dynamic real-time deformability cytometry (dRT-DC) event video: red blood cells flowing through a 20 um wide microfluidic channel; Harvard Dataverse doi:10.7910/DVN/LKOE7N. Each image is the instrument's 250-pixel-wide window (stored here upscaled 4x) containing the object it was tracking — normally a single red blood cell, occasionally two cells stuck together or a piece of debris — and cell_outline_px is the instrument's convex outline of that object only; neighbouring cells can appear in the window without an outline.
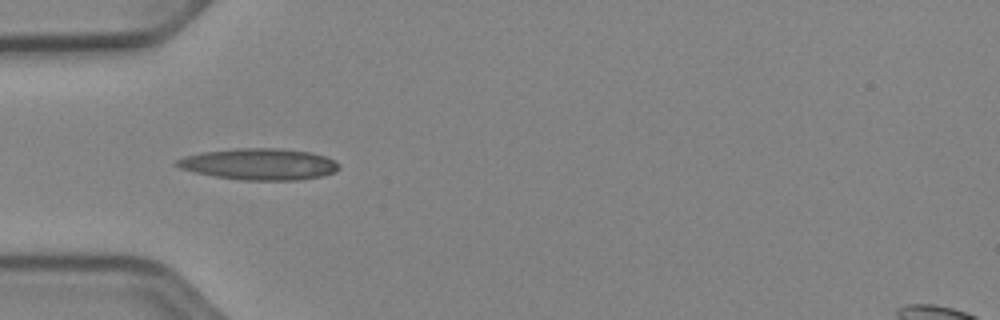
{"species": "Egyptian fruit bat (a non-hibernating species)", "species_latin": "Rousettus aegyptiacus", "temperature_condition": "cold", "stored_images_in_passage": 27, "camera_frame_rate_fps": 3000, "um_per_image_px": 0.085, "animal": {"sex": "female"}, "frame": {"image": 1, "passage_image": 5, "time_ms": 1.333, "image_size_px": [1000, 320], "cell_outline_px": [[340, 168], [336, 172], [324, 176], [300, 180], [240, 180], [216, 176], [196, 172], [180, 168], [172, 164], [176, 160], [184, 156], [200, 152], [236, 148], [280, 148], [312, 152], [336, 160], [340, 164]], "centroid_in_image_um": [22.07, 13.95], "position_along_channel_um": 62.9, "area_um2": 30.06}}